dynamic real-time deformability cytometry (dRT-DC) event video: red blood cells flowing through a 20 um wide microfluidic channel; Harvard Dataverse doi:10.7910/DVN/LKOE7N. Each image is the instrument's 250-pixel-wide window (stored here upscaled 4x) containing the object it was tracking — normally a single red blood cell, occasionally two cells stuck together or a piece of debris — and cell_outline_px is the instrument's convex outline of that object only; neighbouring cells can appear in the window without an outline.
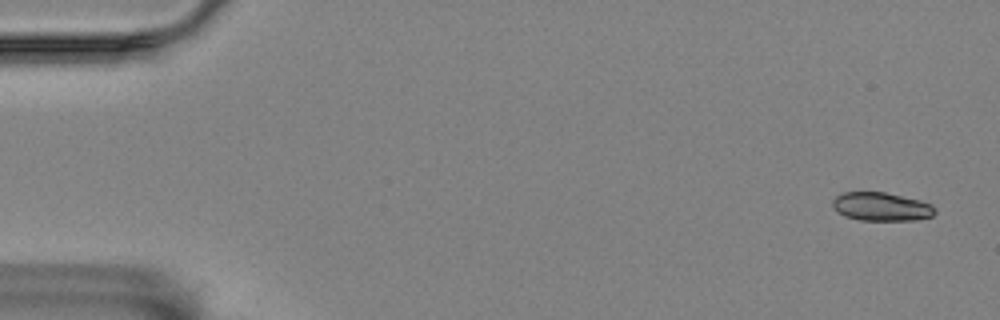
{"species": "Egyptian fruit bat (a non-hibernating species)", "species_latin": "Rousettus aegyptiacus", "temperature_condition": "room temperature", "stored_images_in_passage": 4, "camera_frame_rate_fps": 3000, "um_per_image_px": 0.085, "animal": {"sex": "female"}, "frame": {"image": 1, "passage_image": 1, "time_ms": 0.0, "image_size_px": [1000, 320], "cell_outline_px": [[936, 212], [932, 216], [916, 220], [860, 220], [844, 216], [836, 212], [832, 208], [832, 200], [836, 196], [844, 192], [884, 192], [920, 200], [932, 204], [936, 208]], "centroid_in_image_um": [74.9, 17.57], "position_along_channel_um": 10.1, "area_um2": 17.17}}
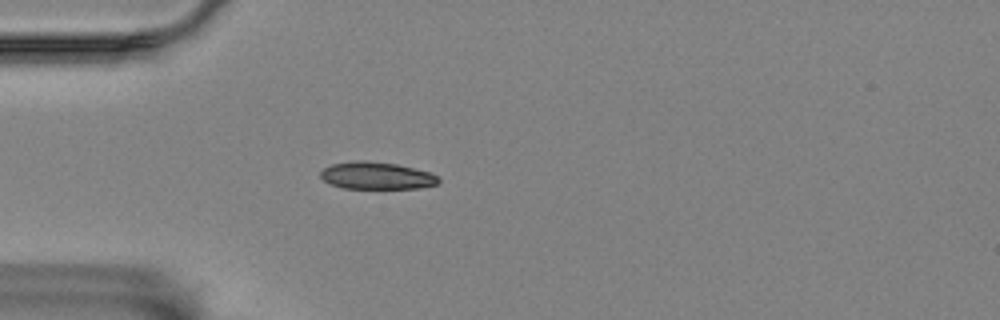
{"frame": {"image": 2, "passage_image": 4, "time_ms": 4.667, "image_size_px": [1000, 320], "cell_outline_px": [[440, 180], [436, 184], [420, 188], [344, 188], [332, 184], [324, 180], [320, 176], [320, 172], [324, 168], [332, 164], [356, 160], [364, 160], [396, 164], [428, 172], [436, 176]], "centroid_in_image_um": [31.98, 14.93], "position_along_channel_um": 53.0, "area_um2": 18.44}}